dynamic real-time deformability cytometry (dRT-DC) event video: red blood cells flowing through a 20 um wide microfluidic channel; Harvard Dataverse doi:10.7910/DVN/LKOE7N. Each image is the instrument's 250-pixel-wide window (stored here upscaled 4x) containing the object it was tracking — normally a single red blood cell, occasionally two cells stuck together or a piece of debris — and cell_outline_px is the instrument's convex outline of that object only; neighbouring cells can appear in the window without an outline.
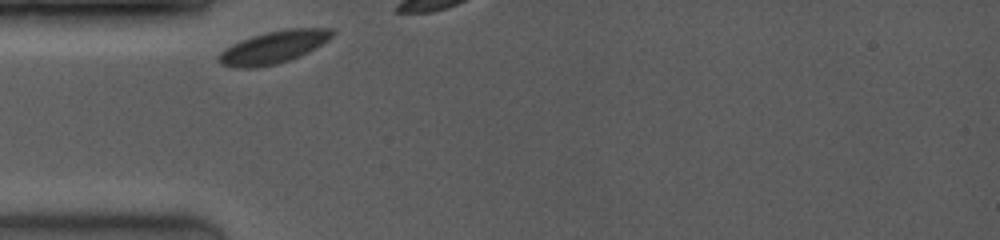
{"species": "common noctule bat (a hibernating species)", "species_latin": "Nyctalus noctula", "temperature_condition": "room temperature", "stored_images_in_passage": 6, "camera_frame_rate_fps": 4000, "um_per_image_px": 0.085, "animal": {"sex": "female", "body_mass_g": 19.0, "forearm_length_mm": 53.3}, "frame": {"image": 1, "passage_image": 1, "time_ms": 0.0, "image_size_px": [1000, 240], "cell_outline_px": [[332, 36], [328, 40], [288, 60], [276, 64], [248, 68], [244, 68], [220, 64], [220, 52], [232, 44], [240, 40], [252, 36], [268, 32], [288, 28], [332, 28]], "centroid_in_image_um": [23.22, 3.99], "position_along_channel_um": 61.8, "area_um2": 20.63}}